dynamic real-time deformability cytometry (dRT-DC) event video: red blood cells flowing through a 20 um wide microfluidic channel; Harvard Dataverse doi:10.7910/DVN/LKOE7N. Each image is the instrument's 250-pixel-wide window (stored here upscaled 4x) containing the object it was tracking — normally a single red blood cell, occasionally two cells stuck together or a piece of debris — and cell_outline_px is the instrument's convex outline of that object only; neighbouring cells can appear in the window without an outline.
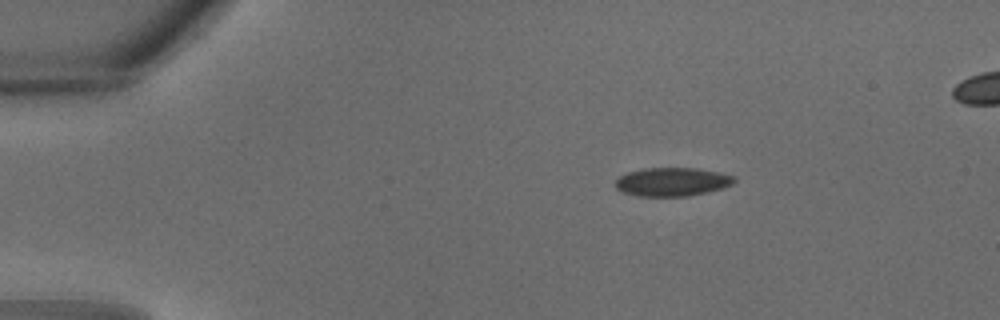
{"species": "common noctule bat (a hibernating species)", "species_latin": "Nyctalus noctula", "temperature_condition": "warm", "stored_images_in_passage": 16, "camera_frame_rate_fps": 3000, "um_per_image_px": 0.085, "animal": {"sex": "male", "body_mass_g": 18.8}, "frame": {"image": 1, "passage_image": 1, "time_ms": 0.0, "image_size_px": [1000, 320], "cell_outline_px": [[736, 180], [732, 184], [724, 188], [708, 192], [688, 196], [636, 196], [620, 192], [616, 188], [616, 180], [620, 176], [628, 172], [644, 168], [696, 168], [720, 172], [736, 176]], "centroid_in_image_um": [57.15, 15.46], "position_along_channel_um": 27.8, "area_um2": 20.0}}
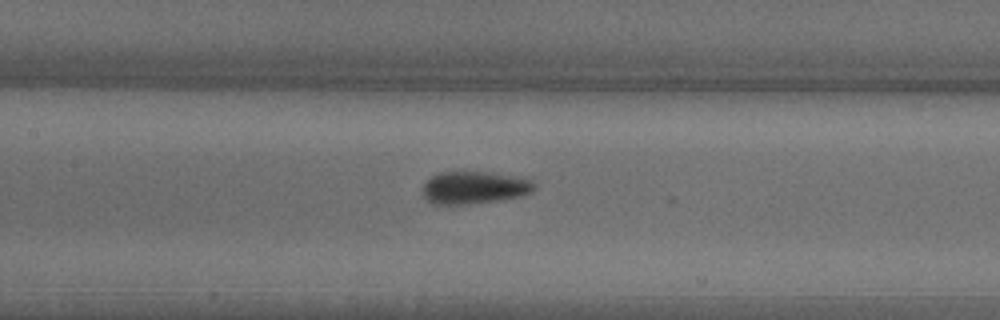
{"frame": {"image": 2, "passage_image": 11, "time_ms": 3.333, "image_size_px": [1000, 320], "cell_outline_px": [[536, 188], [532, 192], [520, 196], [496, 200], [468, 204], [432, 204], [424, 196], [424, 184], [432, 176], [440, 172], [484, 172], [532, 180], [536, 184]], "centroid_in_image_um": [40.31, 15.95], "position_along_channel_um": 167.1, "area_um2": 20.69}}
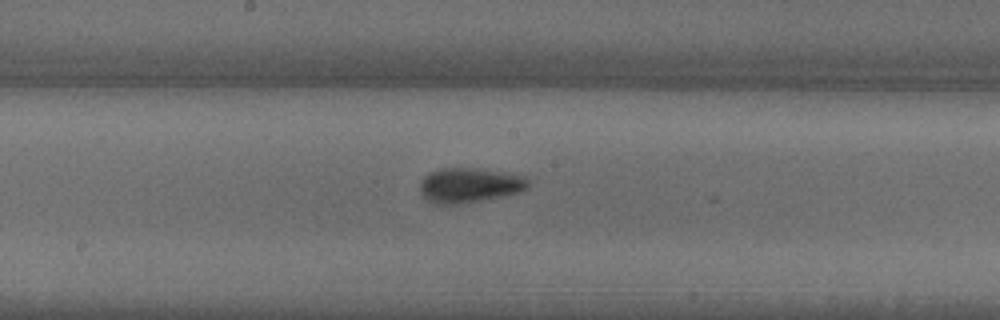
{"frame": {"image": 3, "passage_image": 13, "time_ms": 4.0, "image_size_px": [1000, 320], "cell_outline_px": [[532, 184], [528, 188], [520, 192], [480, 200], [456, 204], [436, 204], [428, 200], [420, 192], [420, 180], [428, 172], [440, 168], [476, 168], [524, 176]], "centroid_in_image_um": [39.88, 15.73], "position_along_channel_um": 208.3, "area_um2": 21.85}}